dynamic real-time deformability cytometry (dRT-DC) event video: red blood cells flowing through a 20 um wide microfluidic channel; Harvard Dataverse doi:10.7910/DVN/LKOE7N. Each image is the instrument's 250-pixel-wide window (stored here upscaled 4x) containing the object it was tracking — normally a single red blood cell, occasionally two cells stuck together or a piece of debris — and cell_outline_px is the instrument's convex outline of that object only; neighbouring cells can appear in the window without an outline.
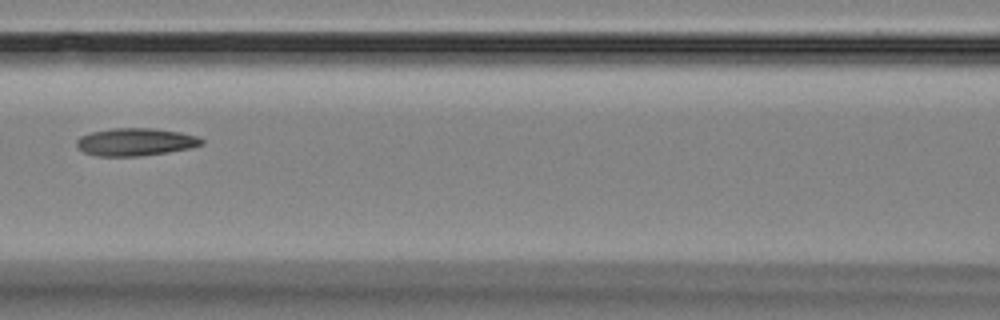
{"species": "Egyptian fruit bat (a non-hibernating species)", "species_latin": "Rousettus aegyptiacus", "temperature_condition": "room temperature", "stored_images_in_passage": 6, "camera_frame_rate_fps": 3000, "um_per_image_px": 0.085, "animal": {"sex": "female"}, "frame": {"image": 1, "passage_image": 6, "time_ms": 7.667, "image_size_px": [1000, 320], "cell_outline_px": [[204, 144], [188, 148], [168, 152], [140, 156], [96, 156], [84, 152], [76, 144], [76, 140], [80, 136], [92, 132], [112, 128], [156, 128], [180, 132], [200, 136], [204, 140]], "centroid_in_image_um": [11.54, 12.06], "position_along_channel_um": 155.1, "area_um2": 20.23}}